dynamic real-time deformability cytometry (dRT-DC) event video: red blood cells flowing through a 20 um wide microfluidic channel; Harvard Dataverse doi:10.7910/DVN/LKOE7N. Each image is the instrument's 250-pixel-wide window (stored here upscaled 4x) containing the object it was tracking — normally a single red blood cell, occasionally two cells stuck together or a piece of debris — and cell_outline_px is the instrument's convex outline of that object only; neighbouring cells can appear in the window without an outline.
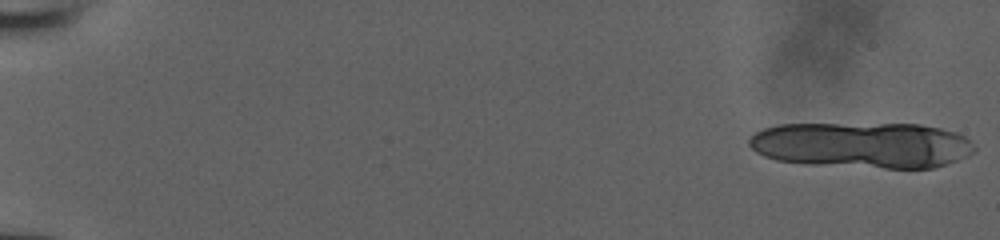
{"species": "human", "species_latin": "Homo sapiens", "temperature_condition": "room temperature", "stored_images_in_passage": 14, "camera_frame_rate_fps": 3000, "um_per_image_px": 0.085, "donor": {"sex": "male"}, "frame": {"image": 1, "passage_image": 1, "time_ms": 0.0, "image_size_px": [1000, 240], "cell_outline_px": [[976, 152], [968, 156], [932, 168], [884, 168], [804, 164], [776, 160], [764, 156], [756, 152], [748, 144], [748, 140], [756, 132], [764, 128], [780, 124], [920, 124], [940, 128], [956, 132], [964, 136], [976, 148]], "centroid_in_image_um": [73.28, 12.33], "position_along_channel_um": 11.7, "area_um2": 60.52}}